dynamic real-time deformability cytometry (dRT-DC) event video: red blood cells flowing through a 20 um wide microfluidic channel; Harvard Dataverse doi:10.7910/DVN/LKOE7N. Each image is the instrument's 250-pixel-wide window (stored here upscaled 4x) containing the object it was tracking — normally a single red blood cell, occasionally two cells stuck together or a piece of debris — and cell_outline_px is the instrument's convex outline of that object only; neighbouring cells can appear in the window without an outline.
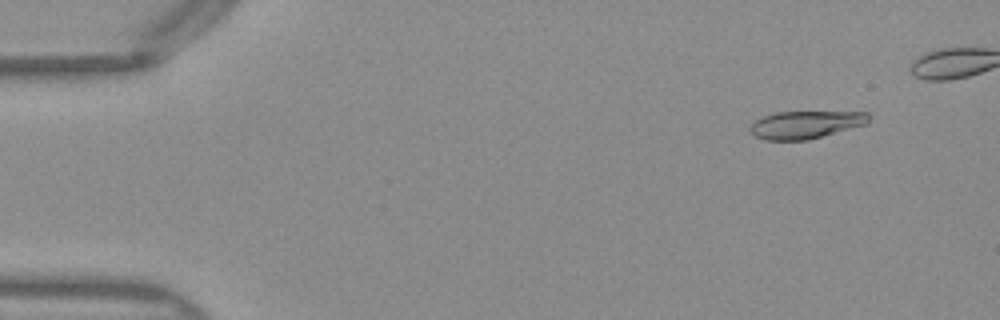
{"species": "Egyptian fruit bat (a non-hibernating species)", "species_latin": "Rousettus aegyptiacus", "temperature_condition": "warm", "stored_images_in_passage": 14, "camera_frame_rate_fps": 3000, "um_per_image_px": 0.085, "frame": {"image": 1, "passage_image": 5, "time_ms": 1.333, "image_size_px": [1000, 320], "cell_outline_px": [[868, 120], [864, 124], [808, 140], [764, 140], [756, 136], [748, 128], [756, 120], [764, 116], [776, 112], [868, 112]], "centroid_in_image_um": [68.42, 10.6], "position_along_channel_um": 16.6, "area_um2": 18.73}}